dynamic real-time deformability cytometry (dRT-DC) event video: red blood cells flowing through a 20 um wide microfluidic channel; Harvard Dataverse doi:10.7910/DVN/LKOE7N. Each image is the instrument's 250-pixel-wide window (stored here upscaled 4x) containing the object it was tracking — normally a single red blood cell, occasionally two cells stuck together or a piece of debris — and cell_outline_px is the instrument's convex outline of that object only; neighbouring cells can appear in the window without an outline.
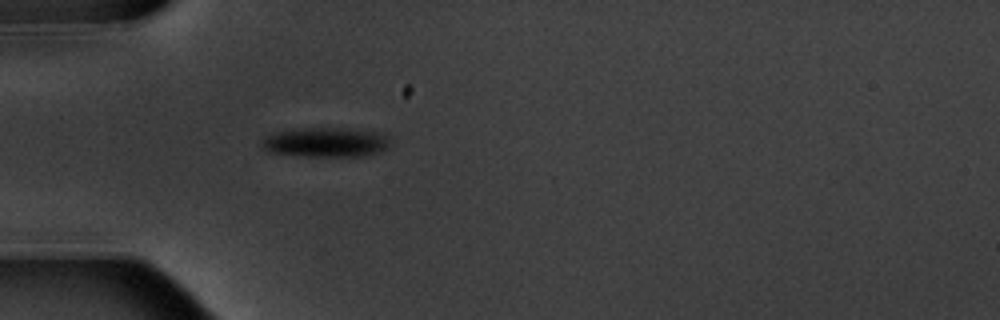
{"species": "common noctule bat (a hibernating species)", "species_latin": "Nyctalus noctula", "temperature_condition": "warm", "stored_images_in_passage": 1, "camera_frame_rate_fps": 3000, "um_per_image_px": 0.085, "animal": {"sex": "male", "body_mass_g": 20.1, "forearm_length_mm": 53.5}, "frame": {"image": 1, "passage_image": 1, "time_ms": 0.0, "image_size_px": [1000, 320], "cell_outline_px": [[392, 140], [388, 148], [364, 156], [308, 156], [268, 152], [260, 144], [268, 136], [276, 132], [292, 128], [340, 128], [380, 132], [392, 136]], "centroid_in_image_um": [27.76, 12.08], "position_along_channel_um": 57.2, "area_um2": 22.25}}